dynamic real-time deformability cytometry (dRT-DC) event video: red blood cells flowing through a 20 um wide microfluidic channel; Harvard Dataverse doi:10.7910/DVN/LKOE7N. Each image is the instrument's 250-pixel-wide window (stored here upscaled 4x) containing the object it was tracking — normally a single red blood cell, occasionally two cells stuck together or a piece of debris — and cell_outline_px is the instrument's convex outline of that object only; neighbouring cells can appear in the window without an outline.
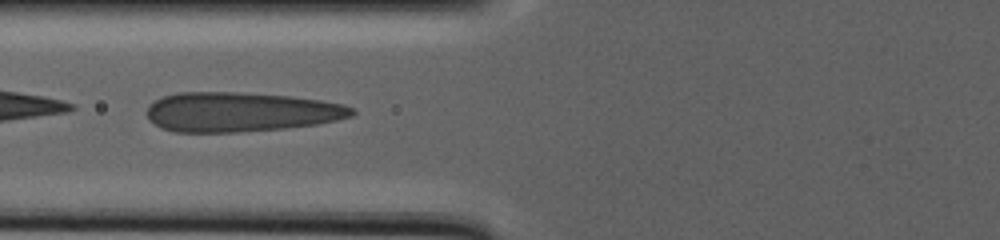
{"species": "human", "species_latin": "Homo sapiens", "temperature_condition": "warm", "stored_images_in_passage": 67, "camera_frame_rate_fps": 3000, "um_per_image_px": 0.085, "donor": {"sex": "male"}, "frame": {"image": 1, "passage_image": 34, "time_ms": 21.333, "image_size_px": [1000, 240], "cell_outline_px": [[356, 112], [352, 116], [336, 120], [316, 124], [284, 128], [236, 132], [172, 132], [160, 128], [148, 120], [148, 104], [164, 96], [176, 92], [236, 92], [292, 96], [320, 100], [340, 104], [352, 108]], "centroid_in_image_um": [20.4, 9.52], "position_along_channel_um": 105.4, "area_um2": 47.28}}
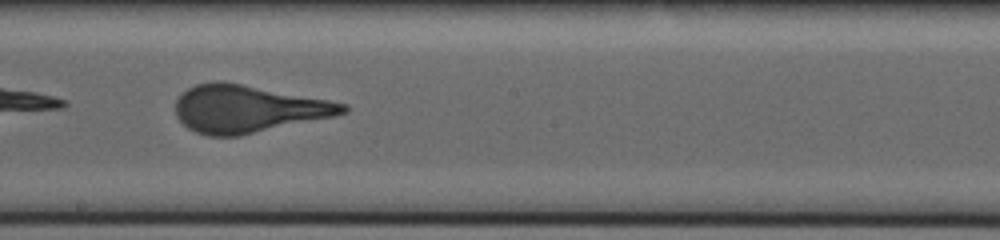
{"frame": {"image": 2, "passage_image": 48, "time_ms": 29.0, "image_size_px": [1000, 240], "cell_outline_px": [[348, 112], [336, 116], [240, 136], [208, 136], [196, 132], [188, 128], [176, 116], [176, 100], [188, 88], [196, 84], [216, 80], [220, 80], [328, 100], [348, 104]], "centroid_in_image_um": [21.08, 9.26], "position_along_channel_um": 227.1, "area_um2": 46.18}}
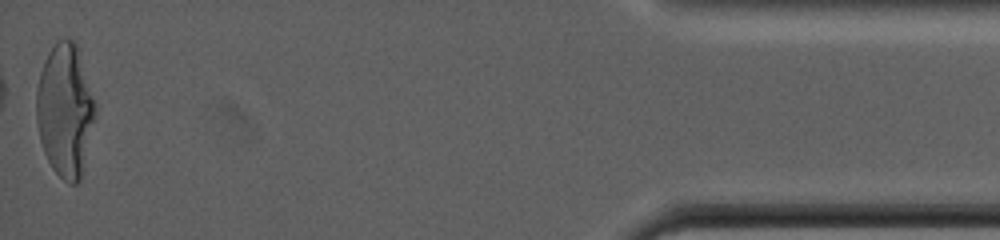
{"frame": {"image": 3, "passage_image": 67, "time_ms": 46.0, "image_size_px": [1000, 240], "cell_outline_px": [[96, 112], [80, 180], [76, 184], [68, 184], [52, 168], [44, 152], [40, 140], [36, 120], [36, 88], [40, 72], [44, 60], [48, 52], [56, 40], [72, 40], [76, 44], [96, 104]], "centroid_in_image_um": [5.51, 9.38], "position_along_channel_um": 429.7, "area_um2": 45.32}}